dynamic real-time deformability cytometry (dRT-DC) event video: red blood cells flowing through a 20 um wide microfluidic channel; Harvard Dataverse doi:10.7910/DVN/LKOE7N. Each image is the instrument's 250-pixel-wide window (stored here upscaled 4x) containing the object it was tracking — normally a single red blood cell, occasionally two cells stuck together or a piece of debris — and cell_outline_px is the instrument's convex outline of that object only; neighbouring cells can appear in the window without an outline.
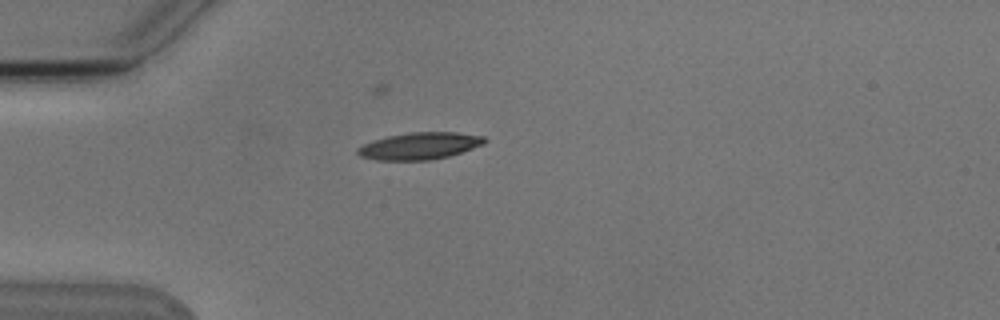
{"species": "Egyptian fruit bat (a non-hibernating species)", "species_latin": "Rousettus aegyptiacus", "temperature_condition": "cold", "stored_images_in_passage": 3, "camera_frame_rate_fps": 3000, "um_per_image_px": 0.085, "animal": {"sex": "male"}, "frame": {"image": 1, "passage_image": 3, "time_ms": 2.333, "image_size_px": [1000, 320], "cell_outline_px": [[488, 140], [484, 144], [448, 156], [432, 160], [376, 160], [360, 156], [356, 152], [356, 148], [372, 140], [388, 136], [412, 132], [456, 132], [484, 136]], "centroid_in_image_um": [35.66, 12.4], "position_along_channel_um": 49.3, "area_um2": 19.94}}